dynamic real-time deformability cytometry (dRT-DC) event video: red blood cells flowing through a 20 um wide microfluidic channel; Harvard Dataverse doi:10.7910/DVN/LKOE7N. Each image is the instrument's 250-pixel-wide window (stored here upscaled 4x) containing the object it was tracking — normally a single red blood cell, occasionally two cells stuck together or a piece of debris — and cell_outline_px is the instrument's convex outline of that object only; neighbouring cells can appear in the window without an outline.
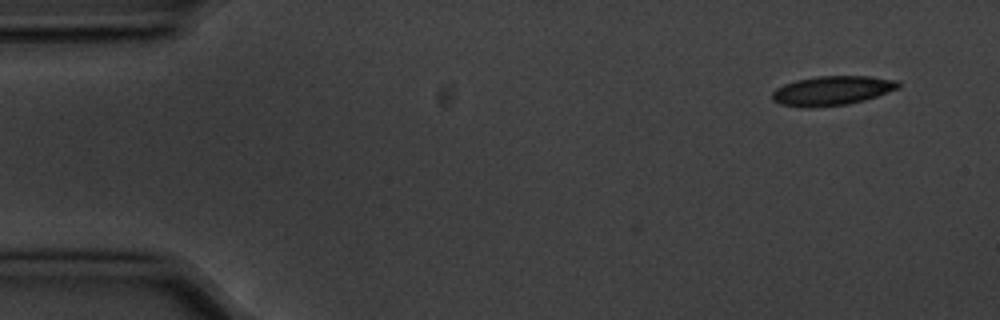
{"species": "common noctule bat (a hibernating species)", "species_latin": "Nyctalus noctula", "temperature_condition": "cold", "stored_images_in_passage": 5, "camera_frame_rate_fps": 3000, "um_per_image_px": 0.085, "animal": {"sex": "male", "body_mass_g": 20.1, "forearm_length_mm": 53.5}, "frame": {"image": 1, "passage_image": 1, "time_ms": 0.0, "image_size_px": [1000, 320], "cell_outline_px": [[900, 88], [864, 100], [848, 104], [812, 108], [804, 108], [780, 104], [772, 100], [772, 92], [776, 88], [784, 84], [796, 80], [816, 76], [872, 76], [900, 80]], "centroid_in_image_um": [70.73, 7.7], "position_along_channel_um": 14.3, "area_um2": 21.85}}
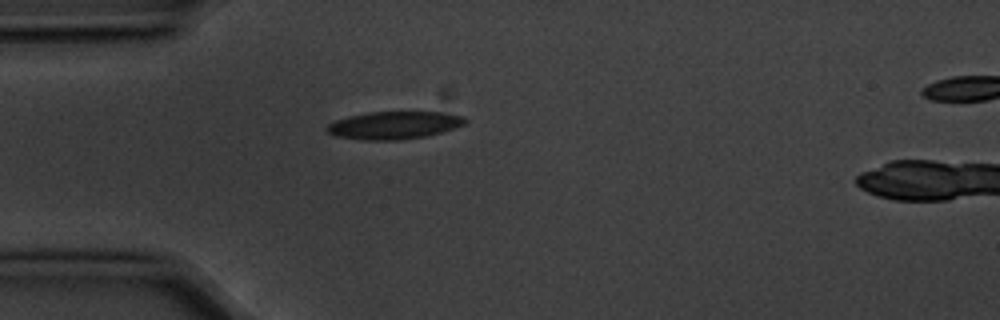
{"frame": {"image": 2, "passage_image": 4, "time_ms": 1.0, "image_size_px": [1000, 320], "cell_outline_px": [[468, 120], [464, 124], [440, 132], [424, 136], [400, 140], [364, 140], [336, 136], [328, 132], [324, 128], [328, 124], [336, 120], [348, 116], [368, 112], [444, 112], [464, 116]], "centroid_in_image_um": [33.47, 10.64], "position_along_channel_um": 51.5, "area_um2": 22.2}}